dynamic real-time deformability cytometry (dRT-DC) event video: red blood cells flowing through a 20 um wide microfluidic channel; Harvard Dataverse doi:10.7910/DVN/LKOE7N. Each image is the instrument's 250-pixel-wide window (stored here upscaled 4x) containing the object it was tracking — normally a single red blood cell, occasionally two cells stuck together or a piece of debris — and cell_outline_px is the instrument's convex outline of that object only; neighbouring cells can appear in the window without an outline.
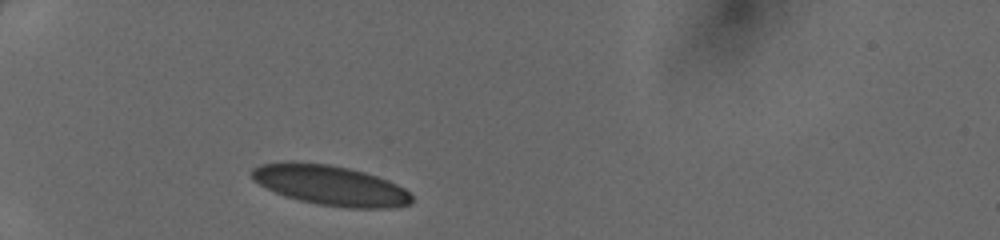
{"species": "human", "species_latin": "Homo sapiens", "temperature_condition": "cold", "stored_images_in_passage": 28, "camera_frame_rate_fps": 3000, "um_per_image_px": 0.085, "donor": {"sex": "female"}, "frame": {"image": 1, "passage_image": 1, "time_ms": 0.0, "image_size_px": [1000, 240], "cell_outline_px": [[412, 200], [408, 204], [388, 208], [348, 208], [320, 204], [300, 200], [276, 192], [252, 180], [252, 168], [260, 164], [292, 160], [328, 164], [348, 168], [364, 172], [388, 180], [404, 188], [412, 196]], "centroid_in_image_um": [28.06, 15.73], "position_along_channel_um": 56.9, "area_um2": 37.11}}
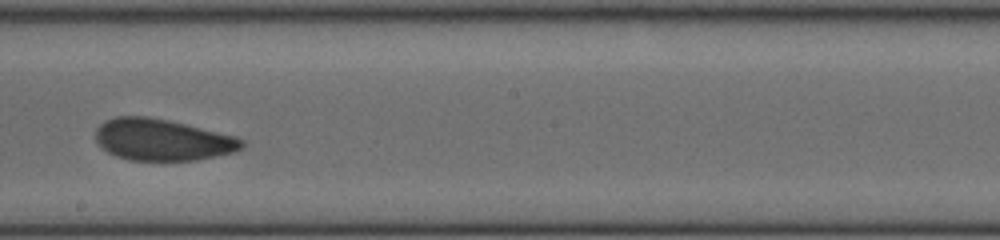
{"frame": {"image": 2, "passage_image": 15, "time_ms": 4.667, "image_size_px": [1000, 240], "cell_outline_px": [[244, 148], [236, 152], [196, 160], [128, 160], [116, 156], [108, 152], [96, 144], [96, 128], [100, 124], [116, 116], [148, 116], [168, 120], [236, 136], [244, 140]], "centroid_in_image_um": [13.8, 11.88], "position_along_channel_um": 234.4, "area_um2": 35.55}}
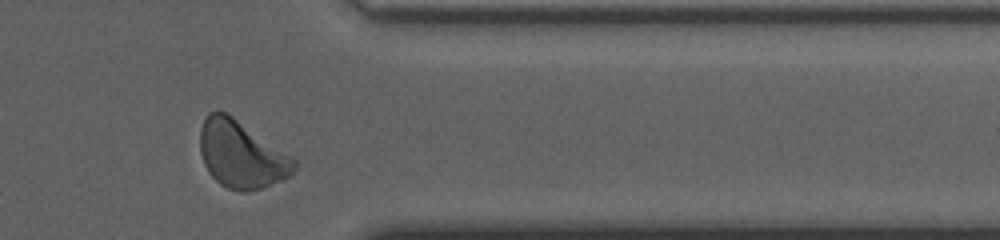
{"frame": {"image": 3, "passage_image": 26, "time_ms": 8.333, "image_size_px": [1000, 240], "cell_outline_px": [[300, 160], [296, 168], [288, 176], [264, 188], [244, 192], [228, 188], [220, 184], [208, 172], [204, 164], [200, 152], [200, 128], [208, 112], [228, 112]], "centroid_in_image_um": [20.55, 13.12], "position_along_channel_um": 390.8, "area_um2": 37.4}}